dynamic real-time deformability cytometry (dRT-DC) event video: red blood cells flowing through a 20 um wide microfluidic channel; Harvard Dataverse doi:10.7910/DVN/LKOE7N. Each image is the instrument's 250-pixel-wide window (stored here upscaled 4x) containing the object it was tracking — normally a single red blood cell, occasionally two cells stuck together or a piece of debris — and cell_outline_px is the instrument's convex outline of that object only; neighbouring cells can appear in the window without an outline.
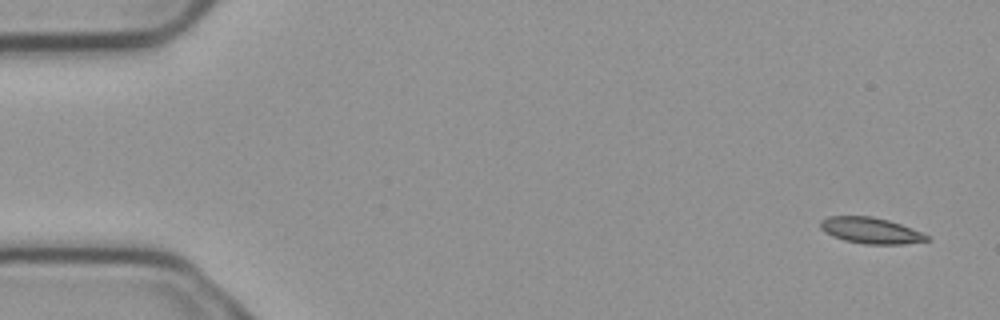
{"species": "common noctule bat (a hibernating species)", "species_latin": "Nyctalus noctula", "temperature_condition": "cold", "stored_images_in_passage": 5, "camera_frame_rate_fps": 3000, "um_per_image_px": 0.085, "animal": {"sex": "male", "body_mass_g": 23.1, "forearm_length_mm": 52.7}, "frame": {"image": 1, "passage_image": 1, "time_ms": 0.0, "image_size_px": [1000, 320], "cell_outline_px": [[932, 240], [904, 244], [864, 244], [844, 240], [832, 236], [824, 232], [820, 228], [820, 220], [828, 216], [872, 216], [888, 220], [900, 224], [920, 232], [928, 236]], "centroid_in_image_um": [73.98, 19.59], "position_along_channel_um": 11.0, "area_um2": 16.18}}
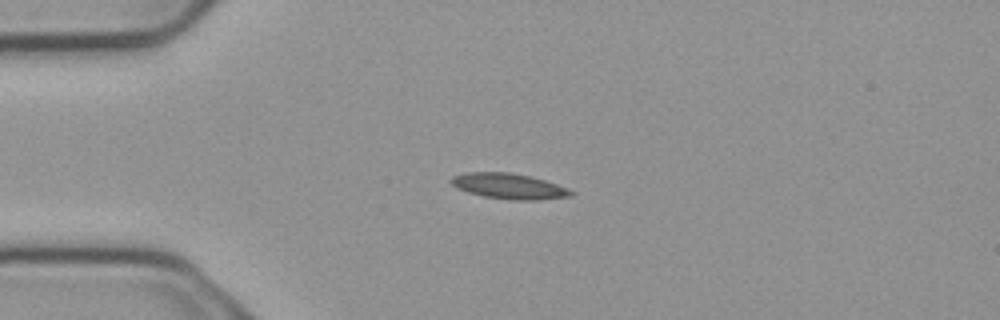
{"frame": {"image": 2, "passage_image": 4, "time_ms": 1.0, "image_size_px": [1000, 320], "cell_outline_px": [[576, 192], [572, 196], [540, 200], [512, 200], [484, 196], [468, 192], [456, 188], [448, 180], [452, 176], [468, 172], [508, 172], [528, 176], [544, 180], [568, 188]], "centroid_in_image_um": [43.26, 15.83], "position_along_channel_um": 41.7, "area_um2": 17.86}}